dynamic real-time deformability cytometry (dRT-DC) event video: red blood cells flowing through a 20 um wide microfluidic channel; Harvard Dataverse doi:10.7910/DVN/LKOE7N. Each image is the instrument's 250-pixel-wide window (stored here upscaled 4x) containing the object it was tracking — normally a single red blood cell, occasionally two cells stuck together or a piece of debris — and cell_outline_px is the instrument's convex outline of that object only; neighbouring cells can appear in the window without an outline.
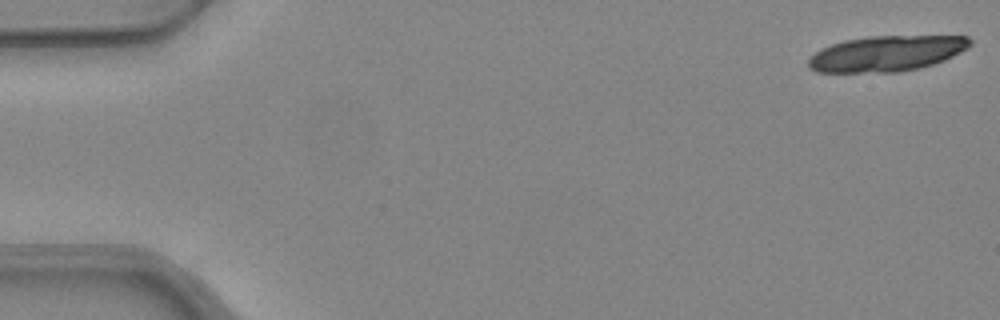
{"species": "common noctule bat (a hibernating species)", "species_latin": "Nyctalus noctula", "temperature_condition": "warm", "stored_images_in_passage": 18, "camera_frame_rate_fps": 3000, "um_per_image_px": 0.085, "animal": {"sex": "female", "body_mass_g": 24.6, "forearm_length_mm": 56.2}, "frame": {"image": 1, "passage_image": 1, "time_ms": 0.0, "image_size_px": [1000, 320], "cell_outline_px": [[972, 44], [968, 48], [944, 60], [920, 68], [900, 72], [816, 72], [808, 68], [808, 60], [820, 48], [844, 40], [868, 36], [968, 36], [972, 40]], "centroid_in_image_um": [75.35, 4.55], "position_along_channel_um": 9.6, "area_um2": 33.64}}